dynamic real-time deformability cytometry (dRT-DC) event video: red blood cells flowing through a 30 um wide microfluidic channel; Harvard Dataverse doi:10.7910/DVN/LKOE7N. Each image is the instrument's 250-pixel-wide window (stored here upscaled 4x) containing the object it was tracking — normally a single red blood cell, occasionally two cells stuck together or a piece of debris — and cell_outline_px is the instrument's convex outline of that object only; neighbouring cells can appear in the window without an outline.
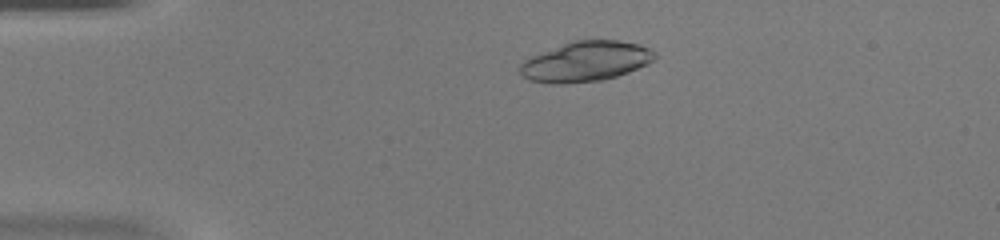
{"species": "common noctule bat (a hibernating species)", "species_latin": "Nyctalus noctula", "temperature_condition": "warm", "stored_images_in_passage": 45, "camera_frame_rate_fps": 3000, "um_per_image_px": 0.085, "animal": {"sex": "female", "body_mass_g": 20.0, "forearm_length_mm": 54.0}, "frame": {"image": 1, "passage_image": 8, "time_ms": 2.333, "image_size_px": [1000, 240], "cell_outline_px": [[656, 56], [648, 64], [628, 72], [604, 80], [564, 84], [552, 84], [528, 80], [520, 72], [520, 64], [524, 60], [532, 56], [572, 40], [616, 40], [640, 44], [656, 52]], "centroid_in_image_um": [49.79, 5.23], "position_along_channel_um": 35.2, "area_um2": 31.5}}